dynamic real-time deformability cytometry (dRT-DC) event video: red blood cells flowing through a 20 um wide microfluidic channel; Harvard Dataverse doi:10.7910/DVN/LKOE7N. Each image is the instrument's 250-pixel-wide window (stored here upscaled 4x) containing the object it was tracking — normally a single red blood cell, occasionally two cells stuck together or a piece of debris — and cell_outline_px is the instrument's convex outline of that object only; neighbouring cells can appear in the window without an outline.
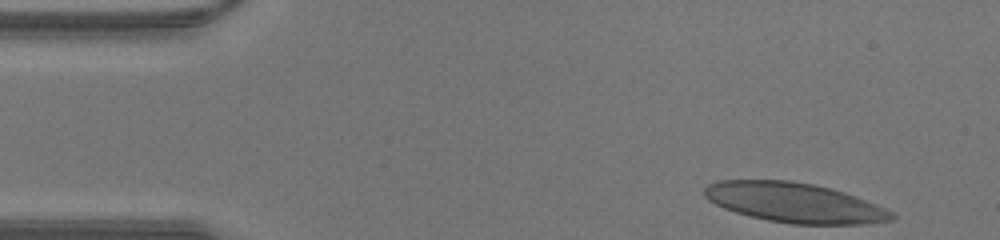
{"species": "human", "species_latin": "Homo sapiens", "temperature_condition": "warm", "stored_images_in_passage": 32, "camera_frame_rate_fps": 3000, "um_per_image_px": 0.085, "donor": {"sex": "male"}, "frame": {"image": 1, "passage_image": 1, "time_ms": 0.0, "image_size_px": [1000, 240], "cell_outline_px": [[896, 216], [892, 220], [864, 224], [792, 224], [768, 220], [736, 212], [724, 208], [708, 200], [704, 196], [704, 188], [708, 184], [720, 180], [788, 180], [812, 184], [832, 188], [856, 196], [884, 208], [892, 212]], "centroid_in_image_um": [67.52, 17.22], "position_along_channel_um": 17.5, "area_um2": 43.18}}
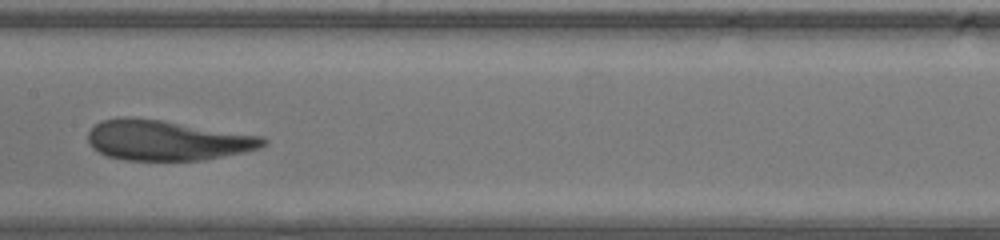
{"frame": {"image": 2, "passage_image": 18, "time_ms": 5.667, "image_size_px": [1000, 240], "cell_outline_px": [[268, 144], [260, 148], [244, 152], [204, 160], [124, 160], [108, 156], [92, 148], [88, 140], [88, 132], [100, 120], [120, 116], [128, 116], [160, 120], [264, 136], [268, 140]], "centroid_in_image_um": [14.21, 11.92], "position_along_channel_um": 193.2, "area_um2": 41.21}}
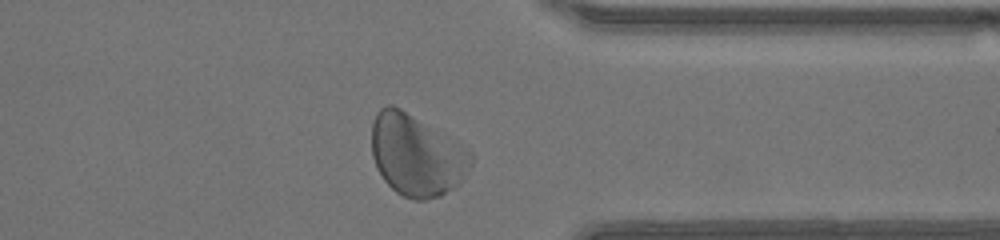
{"frame": {"image": 3, "passage_image": 30, "time_ms": 9.667, "image_size_px": [1000, 240], "cell_outline_px": [[472, 164], [460, 184], [456, 188], [440, 196], [428, 200], [412, 200], [396, 192], [384, 180], [376, 168], [372, 156], [372, 124], [376, 112], [380, 108], [388, 104], [392, 104], [400, 108], [456, 140], [468, 148], [472, 152]], "centroid_in_image_um": [35.41, 13.2], "position_along_channel_um": 376.0, "area_um2": 47.63}}